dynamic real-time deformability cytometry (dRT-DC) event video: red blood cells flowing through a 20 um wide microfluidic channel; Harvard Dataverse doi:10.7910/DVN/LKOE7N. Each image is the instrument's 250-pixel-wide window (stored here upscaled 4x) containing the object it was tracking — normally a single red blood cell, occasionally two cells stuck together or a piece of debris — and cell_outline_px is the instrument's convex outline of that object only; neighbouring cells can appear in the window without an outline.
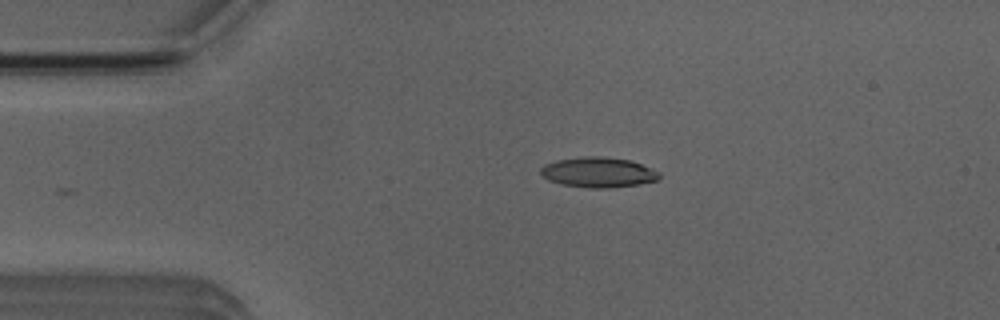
{"species": "Egyptian fruit bat (a non-hibernating species)", "species_latin": "Rousettus aegyptiacus", "temperature_condition": "room temperature", "stored_images_in_passage": 33, "camera_frame_rate_fps": 3000, "um_per_image_px": 0.085, "animal": {"sex": "male"}, "frame": {"image": 1, "passage_image": 1, "time_ms": 0.0, "image_size_px": [1000, 320], "cell_outline_px": [[660, 176], [656, 180], [640, 184], [612, 188], [592, 188], [564, 184], [548, 180], [540, 172], [540, 168], [544, 164], [556, 160], [580, 156], [600, 156], [632, 160], [660, 172]], "centroid_in_image_um": [50.86, 14.63], "position_along_channel_um": 34.1, "area_um2": 20.92}}
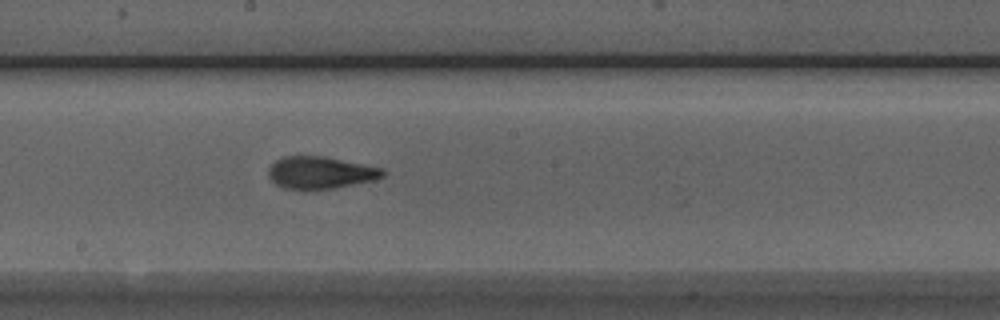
{"frame": {"image": 2, "passage_image": 18, "time_ms": 5.667, "image_size_px": [1000, 320], "cell_outline_px": [[384, 176], [372, 180], [336, 188], [284, 188], [276, 184], [268, 176], [268, 168], [276, 160], [284, 156], [324, 156], [384, 168]], "centroid_in_image_um": [27.24, 14.65], "position_along_channel_um": 221.0, "area_um2": 21.15}}
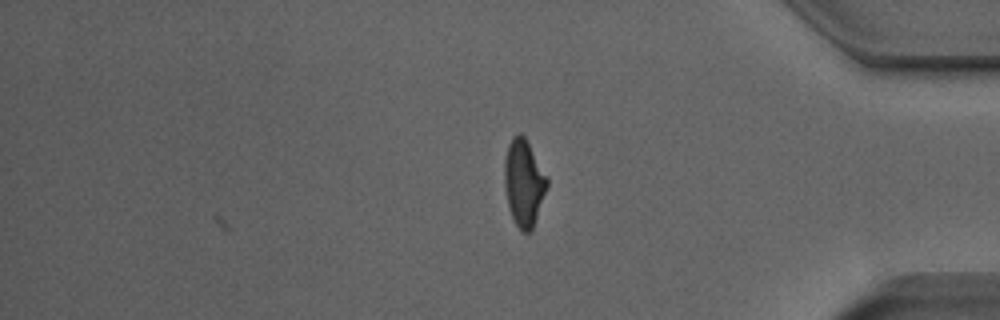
{"frame": {"image": 3, "passage_image": 33, "time_ms": 10.667, "image_size_px": [1000, 320], "cell_outline_px": [[548, 184], [532, 232], [520, 232], [508, 208], [504, 180], [504, 160], [508, 144], [512, 136], [520, 132], [524, 136], [548, 180]], "centroid_in_image_um": [44.5, 15.56], "position_along_channel_um": 390.7, "area_um2": 21.39}, "authors_computed_cell_mechanics": {"area_um2": 20.9814, "velocity_mm_per_s": 3.9384, "shape_relaxation_time_tau1_ms": 6.5962, "shape_relaxation_time_tau2_ms": 1.6281, "deformation_change_tau1": 0.2133, "deformation_change_tau2": 0.0994}}